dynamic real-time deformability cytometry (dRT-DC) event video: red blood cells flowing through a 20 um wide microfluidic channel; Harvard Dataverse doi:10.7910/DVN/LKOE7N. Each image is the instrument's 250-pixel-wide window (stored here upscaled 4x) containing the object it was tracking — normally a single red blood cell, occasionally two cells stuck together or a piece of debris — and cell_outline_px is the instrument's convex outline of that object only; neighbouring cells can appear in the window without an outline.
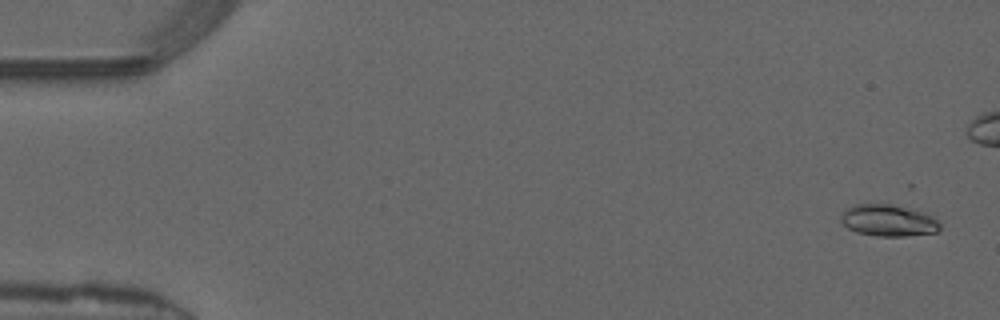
{"species": "common noctule bat (a hibernating species)", "species_latin": "Nyctalus noctula", "temperature_condition": "warm", "stored_images_in_passage": 41, "camera_frame_rate_fps": 3000, "um_per_image_px": 0.085, "animal": {"sex": "male", "forearm_length_mm": 52.5}, "frame": {"image": 1, "passage_image": 2, "time_ms": 0.333, "image_size_px": [1000, 320], "cell_outline_px": [[940, 228], [936, 232], [904, 236], [876, 236], [856, 232], [848, 228], [840, 220], [840, 216], [852, 204], [892, 204], [924, 212], [932, 216], [940, 224]], "centroid_in_image_um": [75.49, 18.74], "position_along_channel_um": 9.5, "area_um2": 18.21}}
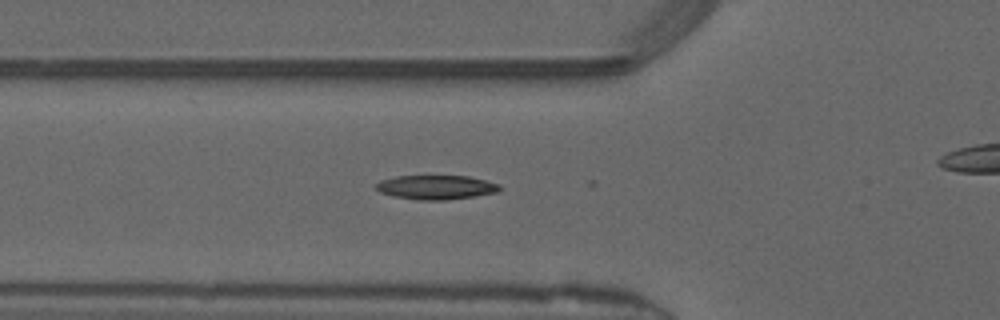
{"frame": {"image": 2, "passage_image": 18, "time_ms": 5.667, "image_size_px": [1000, 320], "cell_outline_px": [[500, 188], [496, 192], [476, 196], [448, 200], [420, 200], [392, 196], [380, 192], [376, 188], [376, 184], [380, 180], [396, 176], [468, 176], [500, 184]], "centroid_in_image_um": [37.05, 15.92], "position_along_channel_um": 88.7, "area_um2": 17.4}}
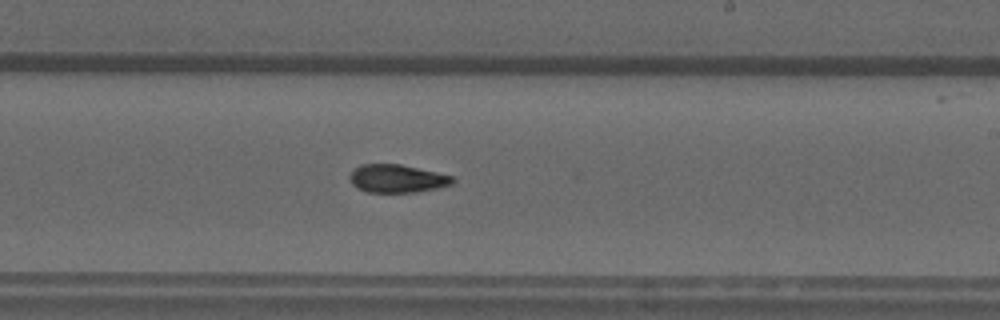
{"frame": {"image": 3, "passage_image": 30, "time_ms": 9.667, "image_size_px": [1000, 320], "cell_outline_px": [[456, 180], [452, 184], [436, 188], [416, 192], [368, 192], [356, 188], [352, 184], [348, 176], [360, 164], [400, 164], [436, 172], [452, 176]], "centroid_in_image_um": [33.73, 15.18], "position_along_channel_um": 255.3, "area_um2": 16.76}, "authors_computed_cell_mechanics": {"area_um2": 17.3978, "velocity_mm_per_s": 4.1572, "shape_relaxation_time_tau1_ms": 10.3667, "shape_relaxation_time_tau2_ms": 7.2433, "deformation_change_tau1": 0.2727, "deformation_change_tau2": 0.1608}}